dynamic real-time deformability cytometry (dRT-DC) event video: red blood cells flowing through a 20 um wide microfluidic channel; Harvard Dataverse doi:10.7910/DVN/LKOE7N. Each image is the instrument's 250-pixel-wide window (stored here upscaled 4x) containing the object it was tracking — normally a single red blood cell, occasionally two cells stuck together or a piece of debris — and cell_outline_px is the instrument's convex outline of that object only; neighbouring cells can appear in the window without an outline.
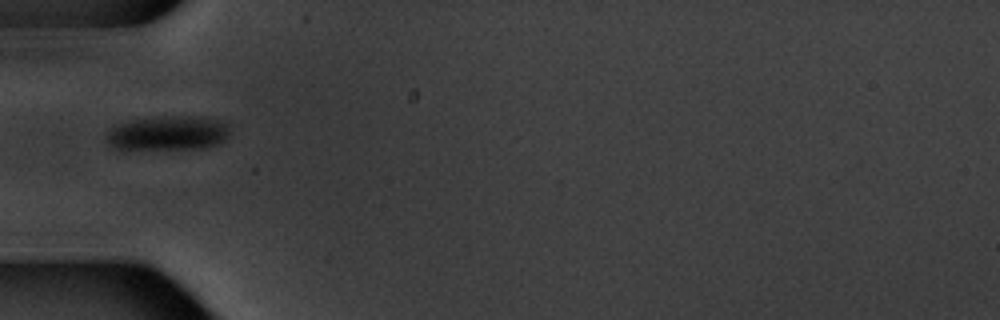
{"species": "common noctule bat (a hibernating species)", "species_latin": "Nyctalus noctula", "temperature_condition": "warm", "stored_images_in_passage": 11, "camera_frame_rate_fps": 3000, "um_per_image_px": 0.085, "animal": {"sex": "male", "body_mass_g": 20.1, "forearm_length_mm": 53.5}, "frame": {"image": 1, "passage_image": 1, "time_ms": 0.0, "image_size_px": [1000, 320], "cell_outline_px": [[228, 136], [220, 144], [204, 148], [116, 148], [104, 136], [104, 132], [128, 120], [172, 116], [204, 116], [220, 120], [228, 124]], "centroid_in_image_um": [14.34, 11.29], "position_along_channel_um": 70.7, "area_um2": 24.51}}
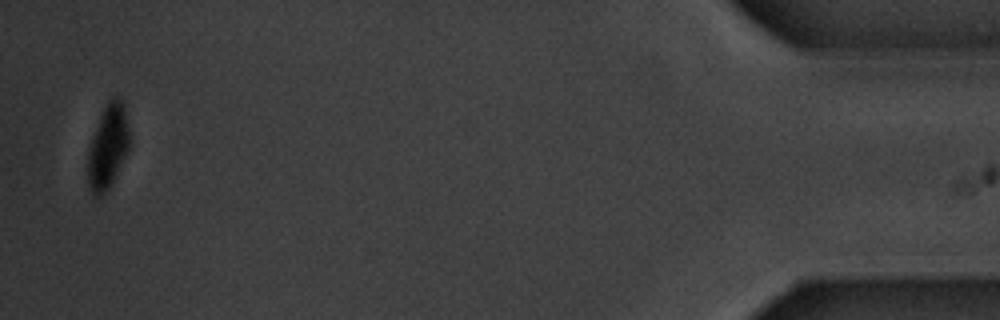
{"frame": {"image": 2, "passage_image": 11, "time_ms": 12.667, "image_size_px": [1000, 320], "cell_outline_px": [[132, 144], [112, 184], [100, 196], [92, 196], [88, 188], [88, 152], [92, 136], [100, 116], [108, 100], [112, 96], [120, 96], [124, 104], [132, 136]], "centroid_in_image_um": [9.22, 12.44], "position_along_channel_um": 426.0, "area_um2": 21.15}, "authors_computed_cell_mechanics": {"area_um2": 26.01, "velocity_mm_per_s": 3.4464, "shape_relaxation_time_tau1_ms": 1.6882, "shape_relaxation_time_tau2_ms": 1.4132, "deformation_change_tau1": 0.0857, "deformation_change_tau2": 0.0211}}